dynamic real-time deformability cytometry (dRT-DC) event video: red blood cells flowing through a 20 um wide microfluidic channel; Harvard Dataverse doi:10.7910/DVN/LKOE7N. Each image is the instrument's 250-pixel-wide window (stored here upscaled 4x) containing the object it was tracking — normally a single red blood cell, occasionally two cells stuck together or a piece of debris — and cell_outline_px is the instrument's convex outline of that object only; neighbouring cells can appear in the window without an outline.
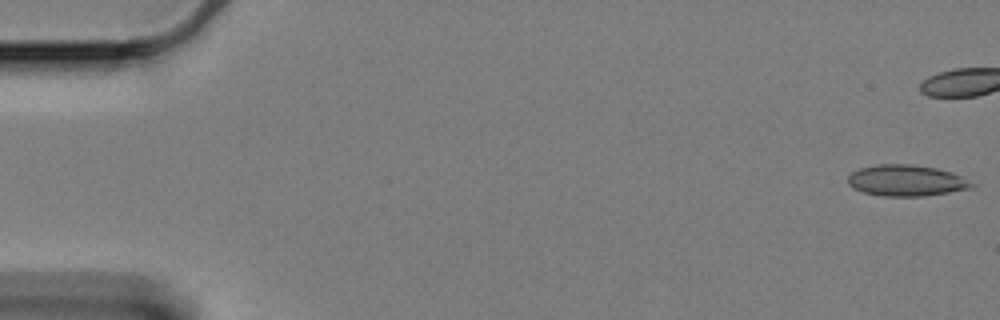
{"species": "Egyptian fruit bat (a non-hibernating species)", "species_latin": "Rousettus aegyptiacus", "temperature_condition": "cold", "stored_images_in_passage": 48, "camera_frame_rate_fps": 3000, "um_per_image_px": 0.085, "animal": {"sex": "female"}, "frame": {"image": 1, "passage_image": 1, "time_ms": 0.0, "image_size_px": [1000, 320], "cell_outline_px": [[976, 184], [968, 188], [948, 192], [924, 196], [884, 196], [864, 192], [852, 188], [848, 184], [848, 176], [852, 172], [860, 168], [876, 164], [912, 164], [936, 168], [952, 172]], "centroid_in_image_um": [77.0, 15.33], "position_along_channel_um": 8.0, "area_um2": 22.37}}
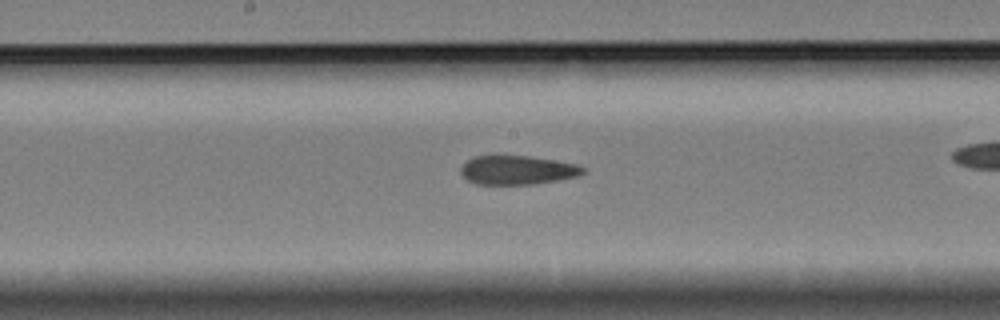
{"frame": {"image": 2, "passage_image": 31, "time_ms": 10.0, "image_size_px": [1000, 320], "cell_outline_px": [[584, 172], [576, 176], [556, 180], [532, 184], [476, 184], [468, 180], [460, 172], [460, 168], [472, 156], [496, 152], [528, 156], [556, 160], [576, 164], [584, 168]], "centroid_in_image_um": [43.89, 14.4], "position_along_channel_um": 204.3, "area_um2": 21.15}}
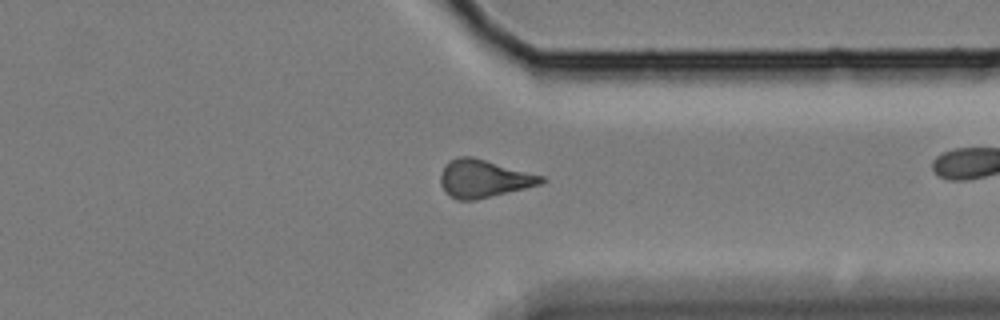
{"frame": {"image": 3, "passage_image": 46, "time_ms": 15.0, "image_size_px": [1000, 320], "cell_outline_px": [[548, 180], [540, 184], [476, 200], [456, 200], [448, 196], [440, 184], [440, 176], [448, 160], [460, 156], [472, 156], [544, 176]], "centroid_in_image_um": [41.09, 15.18], "position_along_channel_um": 370.3, "area_um2": 22.2}}